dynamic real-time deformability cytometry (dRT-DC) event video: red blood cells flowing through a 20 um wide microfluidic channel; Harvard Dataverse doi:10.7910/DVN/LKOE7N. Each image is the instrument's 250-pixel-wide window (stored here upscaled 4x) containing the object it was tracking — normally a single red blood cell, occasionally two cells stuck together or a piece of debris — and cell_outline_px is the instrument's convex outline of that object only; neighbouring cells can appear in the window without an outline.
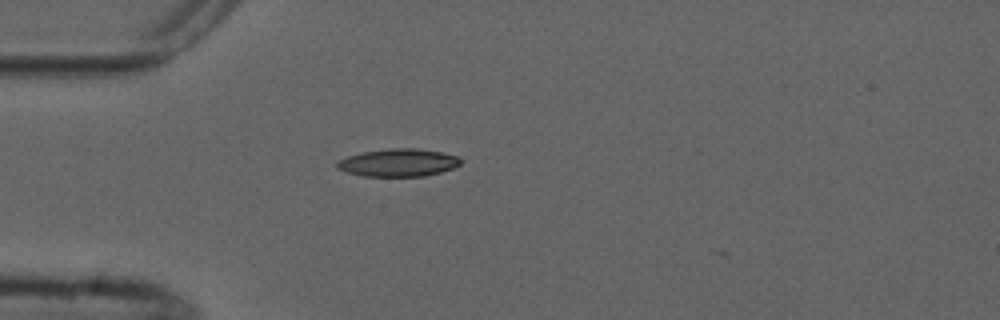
{"species": "common noctule bat (a hibernating species)", "species_latin": "Nyctalus noctula", "temperature_condition": "cold", "stored_images_in_passage": 4, "camera_frame_rate_fps": 3000, "um_per_image_px": 0.085, "animal": {"sex": "male", "forearm_length_mm": 52.5}, "frame": {"image": 1, "passage_image": 4, "time_ms": 4.333, "image_size_px": [1000, 320], "cell_outline_px": [[460, 164], [452, 168], [440, 172], [424, 176], [364, 176], [344, 172], [336, 168], [336, 164], [340, 160], [348, 156], [364, 152], [388, 148], [416, 148], [444, 152], [460, 156]], "centroid_in_image_um": [33.86, 13.82], "position_along_channel_um": 51.1, "area_um2": 20.0}}